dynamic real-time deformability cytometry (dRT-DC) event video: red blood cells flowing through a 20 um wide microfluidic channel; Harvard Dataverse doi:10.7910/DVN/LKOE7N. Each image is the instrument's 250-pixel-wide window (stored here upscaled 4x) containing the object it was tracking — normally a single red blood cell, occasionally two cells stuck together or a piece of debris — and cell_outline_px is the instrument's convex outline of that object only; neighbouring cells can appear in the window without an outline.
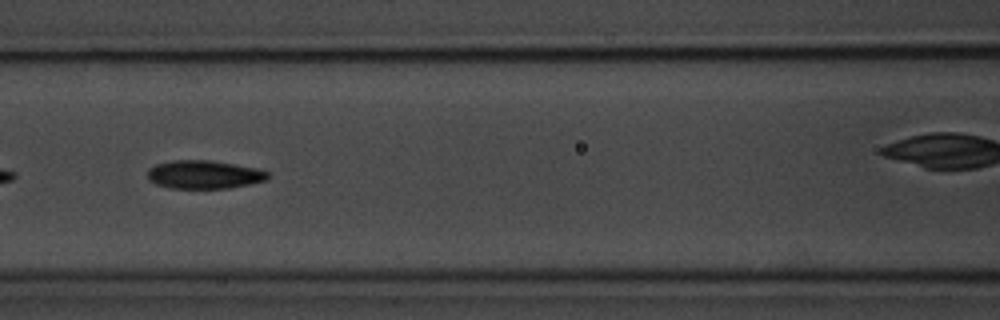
{"species": "common noctule bat (a hibernating species)", "species_latin": "Nyctalus noctula", "temperature_condition": "room temperature", "stored_images_in_passage": 16, "camera_frame_rate_fps": 3000, "um_per_image_px": 0.085, "animal": {"sex": "male", "body_mass_g": 20.1, "forearm_length_mm": 53.5}, "frame": {"image": 1, "passage_image": 7, "time_ms": 7.667, "image_size_px": [1000, 320], "cell_outline_px": [[268, 180], [228, 188], [168, 188], [156, 184], [148, 180], [148, 168], [156, 164], [172, 160], [208, 160], [256, 168], [268, 172]], "centroid_in_image_um": [17.3, 14.84], "position_along_channel_um": 149.3, "area_um2": 19.77}}
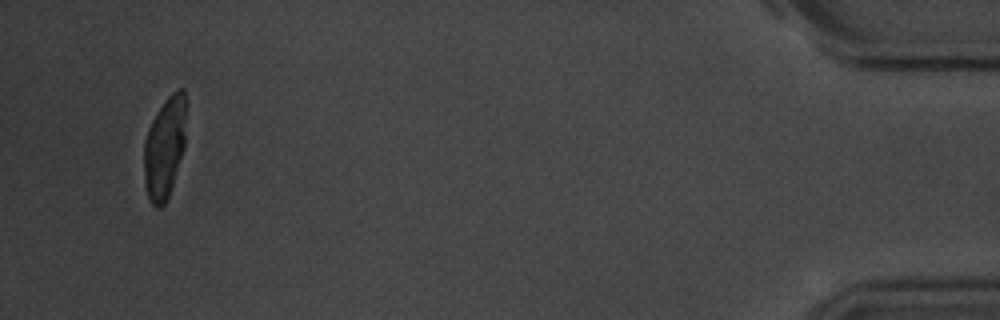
{"frame": {"image": 2, "passage_image": 16, "time_ms": 19.0, "image_size_px": [1000, 320], "cell_outline_px": [[184, 148], [168, 196], [164, 204], [160, 208], [156, 208], [152, 204], [148, 196], [144, 184], [144, 140], [148, 128], [156, 112], [164, 100], [172, 92], [180, 88], [184, 88]], "centroid_in_image_um": [13.95, 12.55], "position_along_channel_um": 421.2, "area_um2": 24.62}, "authors_computed_cell_mechanics": {"area_um2": 20.0855, "velocity_mm_per_s": 3.6604, "shape_relaxation_time_tau1_ms": 2.7527, "shape_relaxation_time_tau2_ms": 2.1091, "deformation_change_tau1": 0.1008, "deformation_change_tau2": 0.0599}}